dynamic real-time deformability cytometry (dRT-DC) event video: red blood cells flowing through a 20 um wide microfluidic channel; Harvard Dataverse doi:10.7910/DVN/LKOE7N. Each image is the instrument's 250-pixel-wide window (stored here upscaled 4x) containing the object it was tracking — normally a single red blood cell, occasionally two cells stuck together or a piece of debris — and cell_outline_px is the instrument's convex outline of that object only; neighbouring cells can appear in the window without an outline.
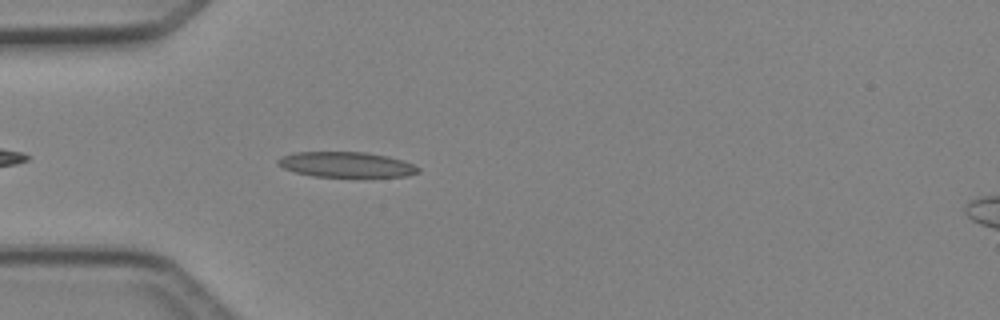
{"species": "Egyptian fruit bat (a non-hibernating species)", "species_latin": "Rousettus aegyptiacus", "temperature_condition": "cold", "stored_images_in_passage": 8, "camera_frame_rate_fps": 3000, "um_per_image_px": 0.085, "animal": {"sex": "female"}, "frame": {"image": 1, "passage_image": 4, "time_ms": 1.0, "image_size_px": [1000, 320], "cell_outline_px": [[420, 172], [408, 176], [312, 176], [296, 172], [284, 168], [276, 164], [276, 160], [292, 152], [368, 152], [388, 156], [404, 160], [420, 168]], "centroid_in_image_um": [29.44, 13.98], "position_along_channel_um": 55.6, "area_um2": 20.63}}